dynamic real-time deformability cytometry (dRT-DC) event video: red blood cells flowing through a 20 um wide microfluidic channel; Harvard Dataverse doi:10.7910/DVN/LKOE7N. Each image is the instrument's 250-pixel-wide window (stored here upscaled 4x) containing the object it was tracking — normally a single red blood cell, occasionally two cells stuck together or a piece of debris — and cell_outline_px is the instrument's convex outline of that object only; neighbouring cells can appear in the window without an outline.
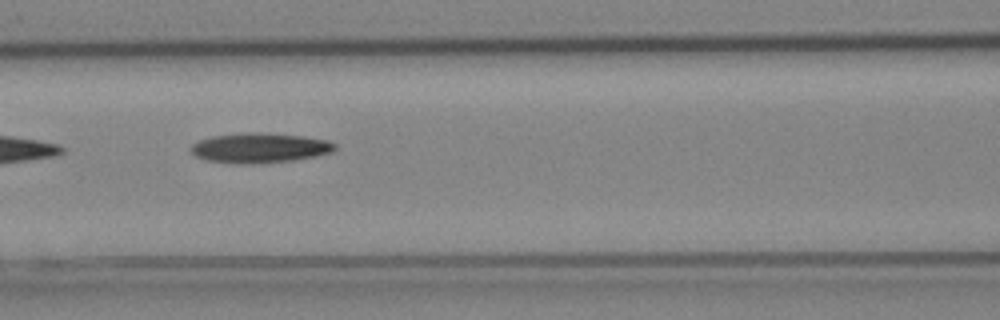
{"species": "Egyptian fruit bat (a non-hibernating species)", "species_latin": "Rousettus aegyptiacus", "temperature_condition": "cold", "stored_images_in_passage": 9, "camera_frame_rate_fps": 3000, "um_per_image_px": 0.085, "animal": {"sex": "female"}, "frame": {"image": 1, "passage_image": 6, "time_ms": 1.667, "image_size_px": [1000, 320], "cell_outline_px": [[336, 148], [332, 152], [316, 156], [292, 160], [240, 164], [208, 160], [196, 156], [192, 152], [192, 144], [200, 140], [212, 136], [248, 132], [252, 132], [304, 136], [328, 140], [336, 144]], "centroid_in_image_um": [22.11, 12.56], "position_along_channel_um": 144.5, "area_um2": 24.68}}